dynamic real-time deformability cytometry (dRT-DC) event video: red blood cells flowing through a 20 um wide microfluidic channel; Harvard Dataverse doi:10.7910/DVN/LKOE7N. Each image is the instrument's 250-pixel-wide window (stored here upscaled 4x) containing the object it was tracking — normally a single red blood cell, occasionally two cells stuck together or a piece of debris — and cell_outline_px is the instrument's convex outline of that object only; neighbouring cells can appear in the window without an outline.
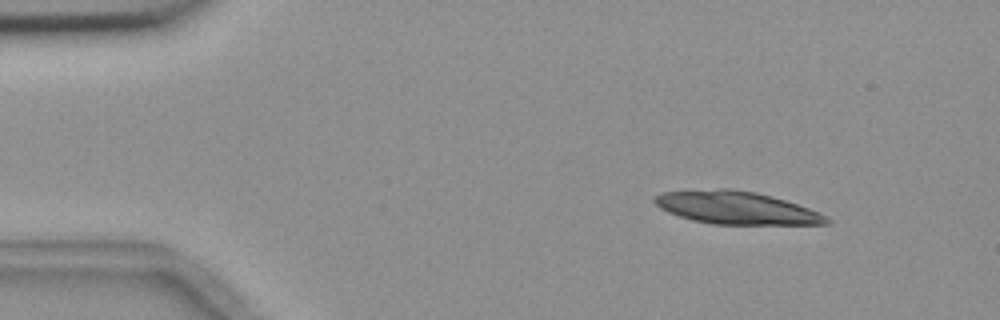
{"species": "common noctule bat (a hibernating species)", "species_latin": "Nyctalus noctula", "temperature_condition": "room temperature", "stored_images_in_passage": 4, "camera_frame_rate_fps": 3000, "um_per_image_px": 0.085, "animal": {"sex": "female", "body_mass_g": 18.4}, "frame": {"image": 1, "passage_image": 1, "time_ms": 0.0, "image_size_px": [1000, 320], "cell_outline_px": [[832, 224], [712, 224], [692, 220], [668, 212], [660, 208], [652, 200], [652, 196], [660, 192], [720, 188], [732, 188], [756, 192], [772, 196], [808, 208], [832, 220]], "centroid_in_image_um": [62.53, 17.65], "position_along_channel_um": 22.5, "area_um2": 32.77}}